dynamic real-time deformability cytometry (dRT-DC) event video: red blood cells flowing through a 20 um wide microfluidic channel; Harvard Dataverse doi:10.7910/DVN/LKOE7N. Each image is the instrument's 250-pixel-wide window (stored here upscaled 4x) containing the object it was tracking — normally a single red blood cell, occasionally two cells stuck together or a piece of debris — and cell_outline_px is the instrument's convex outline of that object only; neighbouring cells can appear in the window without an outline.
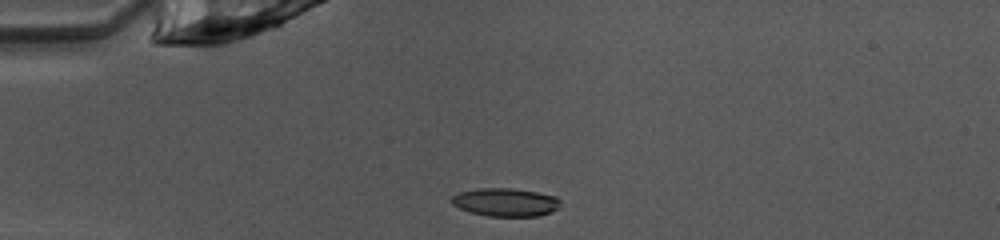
{"species": "common noctule bat (a hibernating species)", "species_latin": "Nyctalus noctula", "temperature_condition": "warm", "stored_images_in_passage": 38, "camera_frame_rate_fps": 3000, "um_per_image_px": 0.085, "animal": {"sex": "female", "body_mass_g": 10.0, "forearm_length_mm": 53.1}, "frame": {"image": 1, "passage_image": 1, "time_ms": 0.0, "image_size_px": [1000, 240], "cell_outline_px": [[560, 208], [552, 212], [540, 216], [488, 216], [472, 212], [460, 208], [452, 204], [452, 196], [460, 192], [480, 188], [512, 188], [536, 192], [556, 196], [560, 200]], "centroid_in_image_um": [43.02, 17.19], "position_along_channel_um": 42.0, "area_um2": 17.86}}
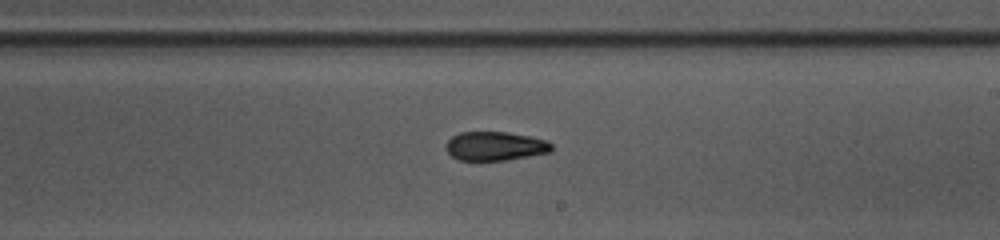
{"frame": {"image": 2, "passage_image": 18, "time_ms": 5.667, "image_size_px": [1000, 240], "cell_outline_px": [[552, 152], [504, 160], [456, 160], [444, 148], [444, 144], [452, 136], [460, 132], [508, 132], [532, 136], [544, 140], [552, 144]], "centroid_in_image_um": [42.06, 12.41], "position_along_channel_um": 246.9, "area_um2": 17.92}}
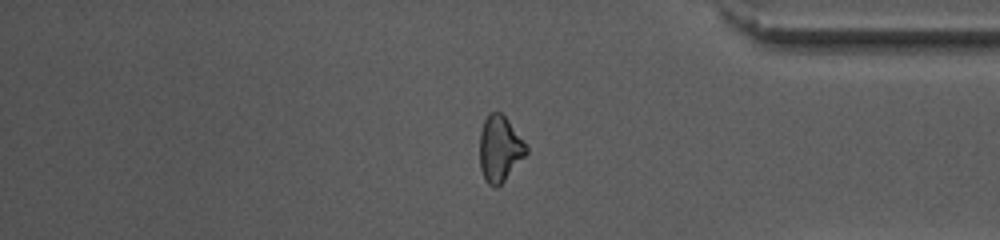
{"frame": {"image": 3, "passage_image": 30, "time_ms": 9.667, "image_size_px": [1000, 240], "cell_outline_px": [[528, 152], [504, 180], [496, 188], [488, 184], [484, 180], [480, 168], [480, 132], [484, 120], [492, 112], [500, 112], [508, 120], [528, 148]], "centroid_in_image_um": [42.45, 12.66], "position_along_channel_um": 392.7, "area_um2": 17.57}, "authors_computed_cell_mechanics": {"area_um2": 18.1492, "velocity_mm_per_s": 4.0381, "shape_relaxation_time_tau1_ms": null, "shape_relaxation_time_tau2_ms": 4.0697, "deformation_change_tau1": null, "deformation_change_tau2": 0.1168}}